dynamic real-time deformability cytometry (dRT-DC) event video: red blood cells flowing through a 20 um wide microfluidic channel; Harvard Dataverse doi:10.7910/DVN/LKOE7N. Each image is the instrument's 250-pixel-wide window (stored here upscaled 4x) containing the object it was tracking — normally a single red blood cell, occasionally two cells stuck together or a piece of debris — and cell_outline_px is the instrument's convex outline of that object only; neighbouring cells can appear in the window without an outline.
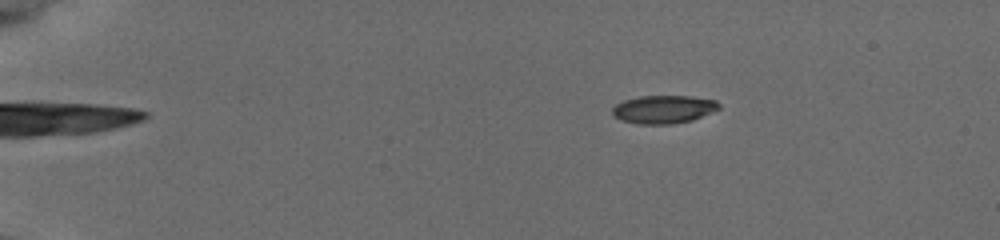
{"species": "common noctule bat (a hibernating species)", "species_latin": "Nyctalus noctula", "temperature_condition": "cold", "stored_images_in_passage": 12, "segment_of_instrument_passage": [1, 2], "camera_frame_rate_fps": 3000, "um_per_image_px": 0.085, "animal": {"sex": "female", "body_mass_g": 19.5, "forearm_length_mm": 54.1}, "frame": {"image": 1, "passage_image": 2, "time_ms": 0.333, "image_size_px": [1000, 240], "cell_outline_px": [[720, 108], [692, 120], [672, 124], [636, 124], [620, 120], [612, 116], [612, 108], [616, 104], [624, 100], [640, 96], [692, 96], [716, 100], [720, 104]], "centroid_in_image_um": [56.37, 9.29], "position_along_channel_um": 28.6, "area_um2": 17.57}}
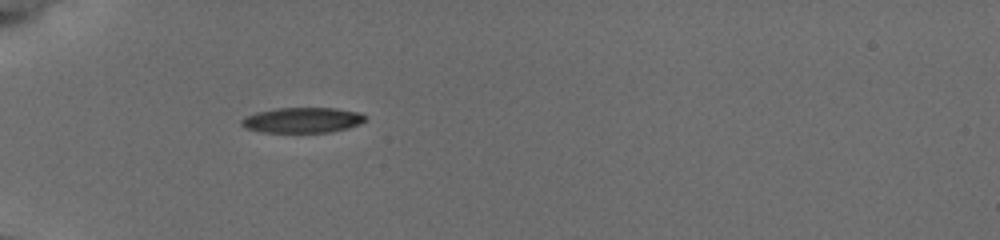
{"frame": {"image": 2, "passage_image": 11, "time_ms": 3.333, "image_size_px": [1000, 240], "cell_outline_px": [[368, 116], [364, 120], [348, 128], [328, 132], [260, 132], [244, 128], [240, 124], [240, 120], [256, 112], [276, 108], [336, 108], [360, 112]], "centroid_in_image_um": [25.68, 10.2], "position_along_channel_um": 59.3, "area_um2": 18.26}}